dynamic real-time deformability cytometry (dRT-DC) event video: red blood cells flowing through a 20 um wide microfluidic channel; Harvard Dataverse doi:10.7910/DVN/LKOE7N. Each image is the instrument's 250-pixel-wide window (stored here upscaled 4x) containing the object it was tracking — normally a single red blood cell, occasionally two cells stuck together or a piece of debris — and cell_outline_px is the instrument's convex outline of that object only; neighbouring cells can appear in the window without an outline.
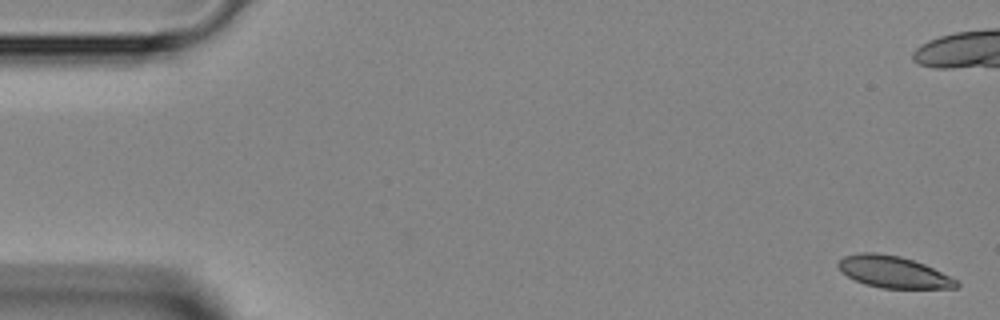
{"species": "Egyptian fruit bat (a non-hibernating species)", "species_latin": "Rousettus aegyptiacus", "temperature_condition": "room temperature", "stored_images_in_passage": 46, "camera_frame_rate_fps": 3000, "um_per_image_px": 0.085, "animal": {"sex": "female"}, "frame": {"image": 1, "passage_image": 1, "time_ms": 0.0, "image_size_px": [1000, 320], "cell_outline_px": [[960, 284], [956, 288], [880, 288], [864, 284], [848, 276], [836, 264], [844, 256], [860, 252], [876, 252], [900, 256], [924, 264], [956, 280]], "centroid_in_image_um": [75.91, 23.11], "position_along_channel_um": 9.1, "area_um2": 21.56}}
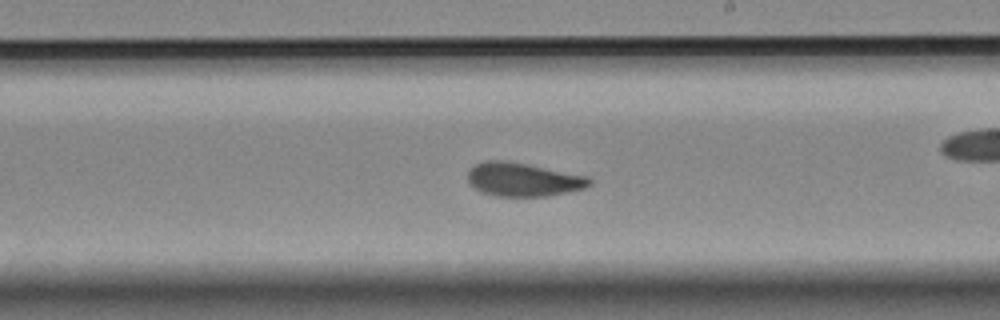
{"frame": {"image": 2, "passage_image": 26, "time_ms": 8.333, "image_size_px": [1000, 320], "cell_outline_px": [[592, 184], [584, 188], [548, 196], [496, 196], [484, 192], [476, 188], [468, 180], [468, 172], [476, 164], [484, 160], [504, 160], [588, 176], [592, 180]], "centroid_in_image_um": [44.49, 15.26], "position_along_channel_um": 244.5, "area_um2": 23.47}}
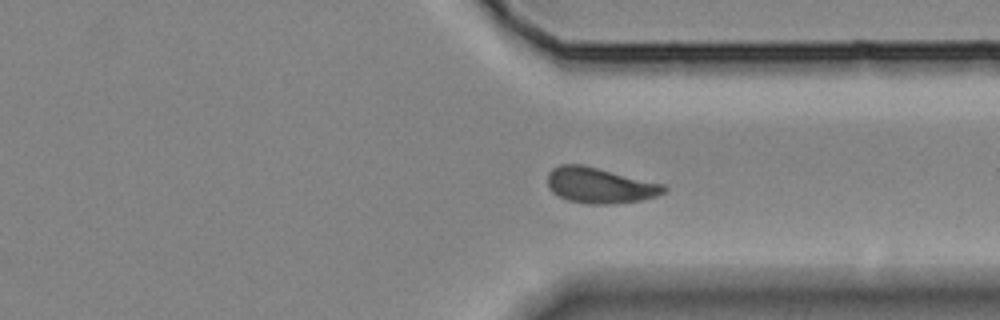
{"frame": {"image": 3, "passage_image": 34, "time_ms": 11.0, "image_size_px": [1000, 320], "cell_outline_px": [[668, 188], [664, 192], [656, 196], [644, 200], [612, 204], [588, 204], [568, 200], [552, 192], [548, 188], [548, 172], [552, 168], [560, 164], [584, 164], [664, 184]], "centroid_in_image_um": [50.99, 15.75], "position_along_channel_um": 360.4, "area_um2": 24.39}}